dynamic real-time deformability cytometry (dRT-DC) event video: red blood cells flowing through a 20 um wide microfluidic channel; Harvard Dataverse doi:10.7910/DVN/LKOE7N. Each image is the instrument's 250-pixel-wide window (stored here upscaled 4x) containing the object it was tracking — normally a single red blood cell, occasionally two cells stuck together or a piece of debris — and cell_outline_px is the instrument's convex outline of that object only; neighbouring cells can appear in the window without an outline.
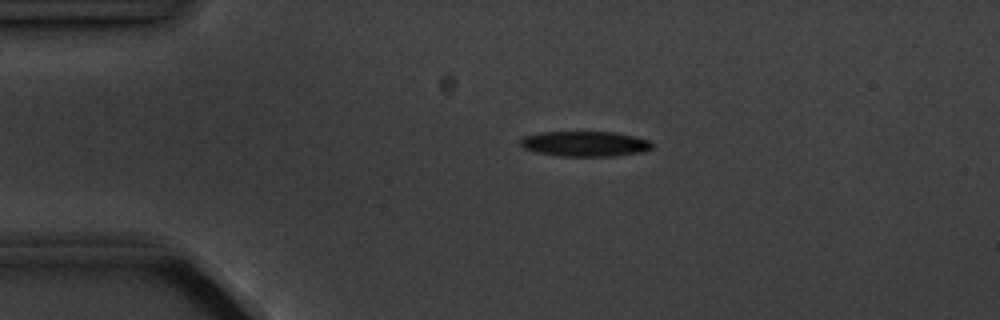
{"species": "common noctule bat (a hibernating species)", "species_latin": "Nyctalus noctula", "temperature_condition": "cold", "stored_images_in_passage": 4, "camera_frame_rate_fps": 3000, "um_per_image_px": 0.085, "animal": {"sex": "male", "body_mass_g": 20.1, "forearm_length_mm": 53.5}, "frame": {"image": 1, "passage_image": 3, "time_ms": 2.333, "image_size_px": [1000, 320], "cell_outline_px": [[652, 148], [644, 152], [612, 156], [560, 156], [536, 152], [524, 148], [520, 144], [520, 140], [524, 136], [540, 132], [616, 132], [648, 140], [652, 144]], "centroid_in_image_um": [49.71, 12.22], "position_along_channel_um": 35.3, "area_um2": 19.31}}